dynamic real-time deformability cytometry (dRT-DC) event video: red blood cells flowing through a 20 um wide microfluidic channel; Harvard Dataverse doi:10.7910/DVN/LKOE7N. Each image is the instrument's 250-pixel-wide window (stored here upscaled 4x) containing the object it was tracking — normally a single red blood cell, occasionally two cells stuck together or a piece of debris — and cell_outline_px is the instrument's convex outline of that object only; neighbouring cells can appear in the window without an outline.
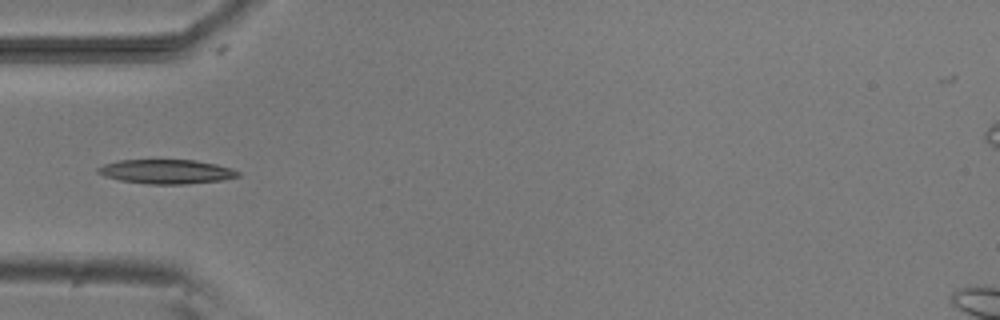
{"species": "common noctule bat (a hibernating species)", "species_latin": "Nyctalus noctula", "temperature_condition": "room temperature", "stored_images_in_passage": 4, "camera_frame_rate_fps": 3000, "um_per_image_px": 0.085, "animal": {"sex": "male", "body_mass_g": 20.5, "forearm_length_mm": 52.5}, "frame": {"image": 1, "passage_image": 3, "time_ms": 3.0, "image_size_px": [1000, 320], "cell_outline_px": [[240, 176], [224, 180], [184, 184], [148, 184], [120, 180], [104, 176], [96, 172], [96, 168], [104, 164], [120, 160], [196, 160], [216, 164], [232, 168], [240, 172]], "centroid_in_image_um": [14.16, 14.59], "position_along_channel_um": 70.8, "area_um2": 19.88}}